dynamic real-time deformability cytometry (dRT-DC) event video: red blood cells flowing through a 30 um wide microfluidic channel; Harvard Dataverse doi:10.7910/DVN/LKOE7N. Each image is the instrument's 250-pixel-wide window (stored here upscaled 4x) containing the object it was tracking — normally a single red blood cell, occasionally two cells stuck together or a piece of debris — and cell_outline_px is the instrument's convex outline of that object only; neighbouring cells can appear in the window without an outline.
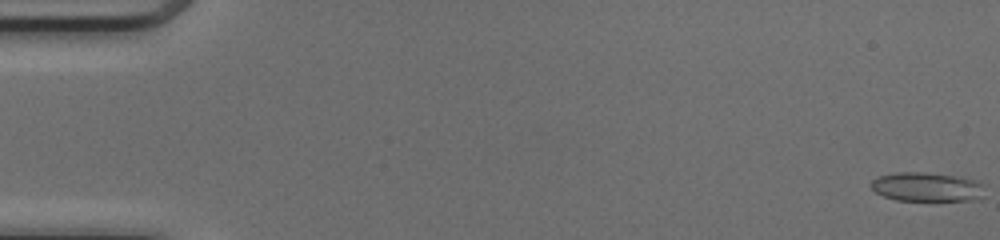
{"species": "common noctule bat (a hibernating species)", "species_latin": "Nyctalus noctula", "temperature_condition": "cold", "stored_images_in_passage": 51, "camera_frame_rate_fps": 3000, "um_per_image_px": 0.085, "animal": {"sex": "female", "body_mass_g": 17.0, "forearm_length_mm": 48.0}, "frame": {"image": 1, "passage_image": 1, "time_ms": 0.0, "image_size_px": [1000, 240], "cell_outline_px": [[980, 200], [896, 200], [884, 196], [876, 192], [868, 184], [872, 180], [880, 176], [896, 172], [924, 172], [952, 176], [972, 180], [980, 184]], "centroid_in_image_um": [78.67, 15.89], "position_along_channel_um": 6.3, "area_um2": 18.73}}
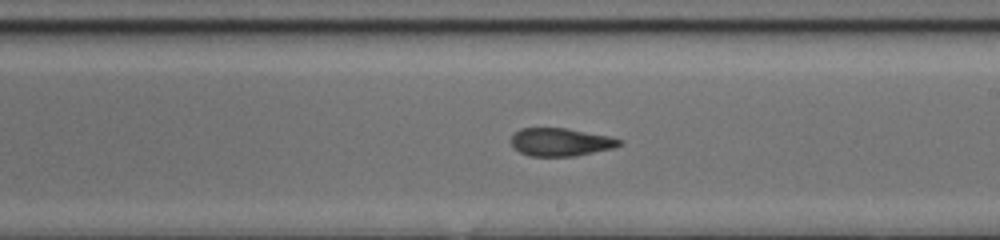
{"frame": {"image": 2, "passage_image": 30, "time_ms": 9.667, "image_size_px": [1000, 240], "cell_outline_px": [[624, 144], [612, 148], [576, 156], [528, 156], [512, 148], [512, 136], [520, 128], [568, 128], [608, 136], [624, 140]], "centroid_in_image_um": [47.67, 12.08], "position_along_channel_um": 241.3, "area_um2": 17.74}}
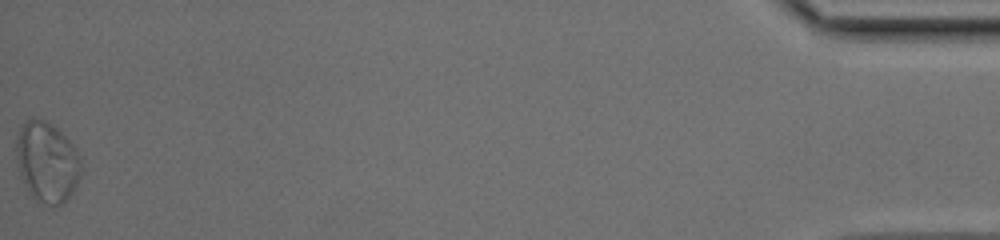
{"frame": {"image": 3, "passage_image": 51, "time_ms": 16.667, "image_size_px": [1000, 240], "cell_outline_px": [[80, 176], [72, 192], [60, 204], [44, 204], [32, 196], [28, 192], [20, 172], [16, 148], [16, 140], [20, 128], [32, 116], [44, 120], [52, 124], [76, 148], [80, 156]], "centroid_in_image_um": [3.99, 13.74], "position_along_channel_um": 431.2, "area_um2": 29.77}, "authors_computed_cell_mechanics": {"area_um2": 18.785, "velocity_mm_per_s": 4.1635, "shape_relaxation_time_tau1_ms": 10.7932, "shape_relaxation_time_tau2_ms": 2.5742, "deformation_change_tau1": 0.2396, "deformation_change_tau2": 0.1}}